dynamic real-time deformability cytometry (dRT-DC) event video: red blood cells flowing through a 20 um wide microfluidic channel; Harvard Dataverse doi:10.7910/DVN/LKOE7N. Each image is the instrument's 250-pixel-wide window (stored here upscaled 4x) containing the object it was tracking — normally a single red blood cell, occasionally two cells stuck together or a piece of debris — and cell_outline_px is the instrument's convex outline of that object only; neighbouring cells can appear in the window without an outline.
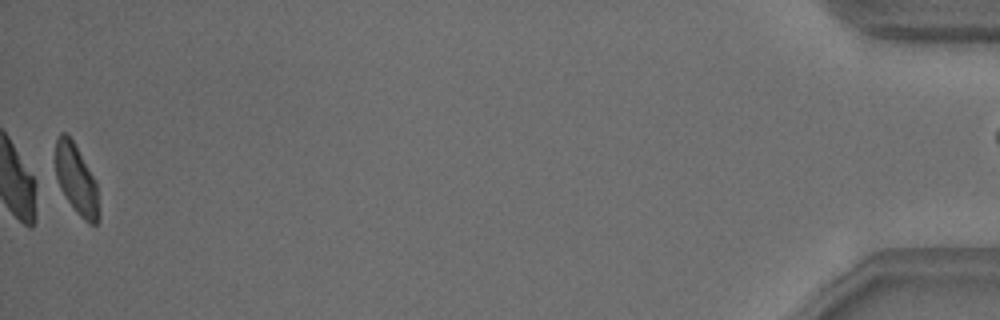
{"species": "common noctule bat (a hibernating species)", "species_latin": "Nyctalus noctula", "temperature_condition": "warm", "stored_images_in_passage": 53, "segment_of_instrument_passage": [2, 2], "camera_frame_rate_fps": 3000, "um_per_image_px": 0.085, "animal": {"sex": "male", "body_mass_g": 18.8}, "frame": {"image": 1, "passage_image": 52, "time_ms": 17.0, "image_size_px": [1000, 320], "cell_outline_px": [[100, 220], [96, 224], [88, 224], [76, 212], [60, 188], [56, 176], [56, 140], [60, 132], [64, 132], [72, 140], [96, 180], [100, 212]], "centroid_in_image_um": [6.52, 15.31], "position_along_channel_um": 428.7, "area_um2": 17.63}}